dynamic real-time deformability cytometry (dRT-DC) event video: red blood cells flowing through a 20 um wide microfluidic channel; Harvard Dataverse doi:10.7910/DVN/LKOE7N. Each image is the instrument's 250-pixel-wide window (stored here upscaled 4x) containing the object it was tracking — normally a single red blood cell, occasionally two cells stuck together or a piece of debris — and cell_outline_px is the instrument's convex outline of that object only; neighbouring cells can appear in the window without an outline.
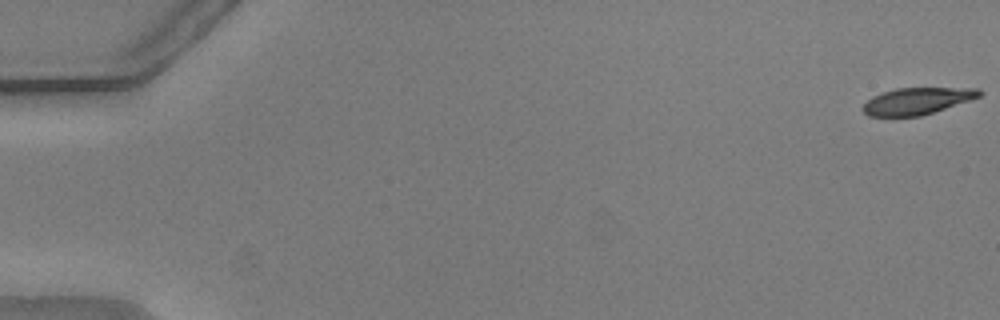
{"species": "common noctule bat (a hibernating species)", "species_latin": "Nyctalus noctula", "temperature_condition": "warm", "stored_images_in_passage": 55, "camera_frame_rate_fps": 3000, "um_per_image_px": 0.085, "animal": {"sex": "male", "body_mass_g": 20.5, "forearm_length_mm": 52.5}, "frame": {"image": 1, "passage_image": 1, "time_ms": 0.0, "image_size_px": [1000, 320], "cell_outline_px": [[984, 92], [980, 96], [920, 116], [868, 116], [860, 108], [872, 96], [896, 88], [980, 88]], "centroid_in_image_um": [77.92, 8.58], "position_along_channel_um": 7.1, "area_um2": 17.92}}
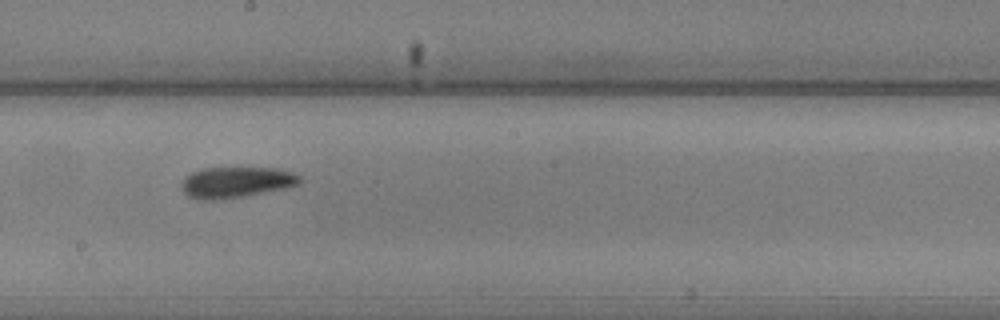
{"frame": {"image": 2, "passage_image": 32, "time_ms": 10.333, "image_size_px": [1000, 320], "cell_outline_px": [[304, 180], [300, 184], [240, 196], [212, 200], [204, 200], [188, 196], [180, 188], [180, 180], [184, 176], [200, 168], [280, 168], [292, 172], [300, 176]], "centroid_in_image_um": [20.01, 15.46], "position_along_channel_um": 228.2, "area_um2": 21.15}}
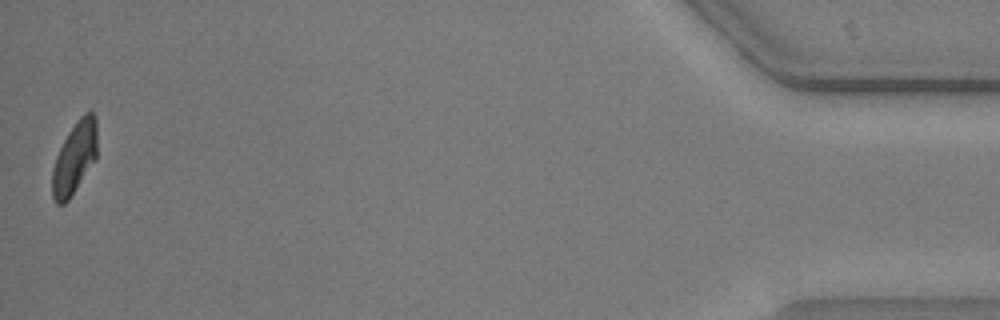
{"frame": {"image": 3, "passage_image": 55, "time_ms": 18.0, "image_size_px": [1000, 320], "cell_outline_px": [[96, 156], [68, 200], [64, 204], [56, 204], [52, 196], [52, 168], [56, 156], [68, 132], [80, 116], [84, 112], [92, 112], [96, 116]], "centroid_in_image_um": [6.31, 13.39], "position_along_channel_um": 428.9, "area_um2": 18.44}, "authors_computed_cell_mechanics": {"area_um2": 20.4034, "velocity_mm_per_s": 3.7606, "shape_relaxation_time_tau1_ms": 3.4401, "shape_relaxation_time_tau2_ms": 3.0742, "deformation_change_tau1": 0.1476, "deformation_change_tau2": 0.1004}}